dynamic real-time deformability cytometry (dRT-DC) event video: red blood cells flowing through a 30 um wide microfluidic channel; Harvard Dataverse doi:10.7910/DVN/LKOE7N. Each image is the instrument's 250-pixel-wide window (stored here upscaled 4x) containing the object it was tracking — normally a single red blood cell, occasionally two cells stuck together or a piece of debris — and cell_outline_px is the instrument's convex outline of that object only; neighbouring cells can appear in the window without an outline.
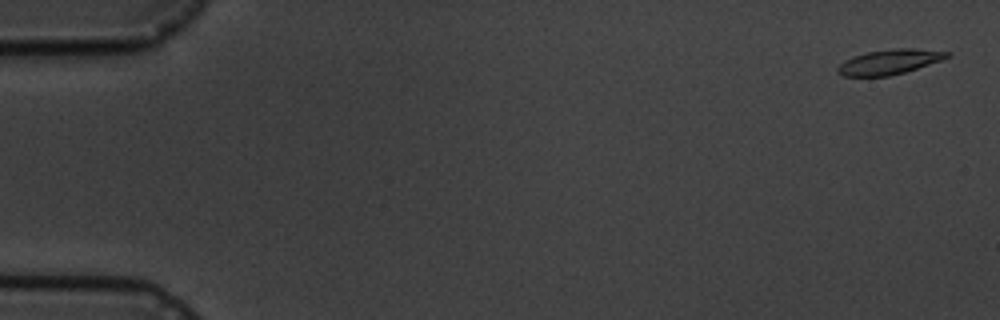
{"species": "common noctule bat (a hibernating species)", "species_latin": "Nyctalus noctula", "temperature_condition": "cold", "stored_images_in_passage": 6, "segment_of_instrument_passage": [2, 2], "camera_frame_rate_fps": 3000, "um_per_image_px": 0.085, "animal": {"sex": "male", "body_mass_g": 19.5, "forearm_length_mm": 54.6}, "frame": {"image": 1, "passage_image": 6, "time_ms": 6.667, "image_size_px": [1000, 320], "cell_outline_px": [[952, 52], [948, 56], [940, 60], [904, 72], [888, 76], [844, 76], [836, 68], [844, 60], [852, 56], [868, 52], [892, 48], [912, 48]], "centroid_in_image_um": [75.57, 5.24], "position_along_channel_um": 9.4, "area_um2": 15.61}}